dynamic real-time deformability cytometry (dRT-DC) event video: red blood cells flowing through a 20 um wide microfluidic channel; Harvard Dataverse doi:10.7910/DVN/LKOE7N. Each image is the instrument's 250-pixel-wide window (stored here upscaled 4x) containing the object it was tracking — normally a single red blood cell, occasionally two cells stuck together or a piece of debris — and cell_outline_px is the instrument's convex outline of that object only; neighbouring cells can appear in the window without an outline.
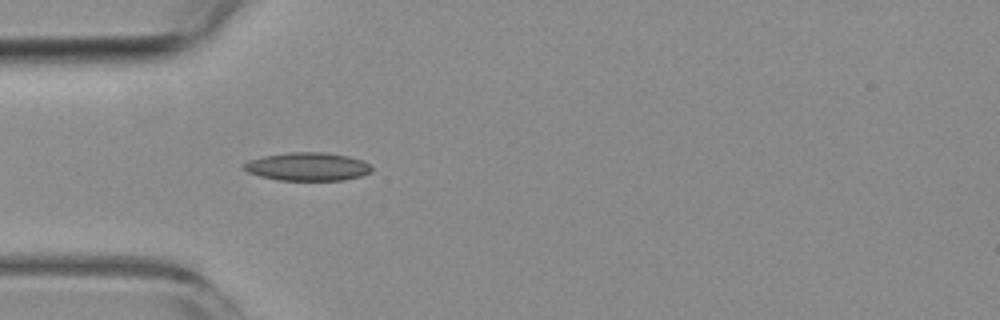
{"species": "common noctule bat (a hibernating species)", "species_latin": "Nyctalus noctula", "temperature_condition": "room temperature", "stored_images_in_passage": 4, "camera_frame_rate_fps": 3000, "um_per_image_px": 0.085, "animal": {"sex": "female", "body_mass_g": 19.3, "forearm_length_mm": 54.1}, "frame": {"image": 1, "passage_image": 4, "time_ms": 3.667, "image_size_px": [1000, 320], "cell_outline_px": [[372, 172], [360, 176], [344, 180], [280, 180], [260, 176], [248, 172], [240, 168], [240, 164], [248, 160], [264, 156], [292, 152], [324, 152], [348, 156], [372, 164]], "centroid_in_image_um": [26.12, 14.16], "position_along_channel_um": 58.9, "area_um2": 21.15}}